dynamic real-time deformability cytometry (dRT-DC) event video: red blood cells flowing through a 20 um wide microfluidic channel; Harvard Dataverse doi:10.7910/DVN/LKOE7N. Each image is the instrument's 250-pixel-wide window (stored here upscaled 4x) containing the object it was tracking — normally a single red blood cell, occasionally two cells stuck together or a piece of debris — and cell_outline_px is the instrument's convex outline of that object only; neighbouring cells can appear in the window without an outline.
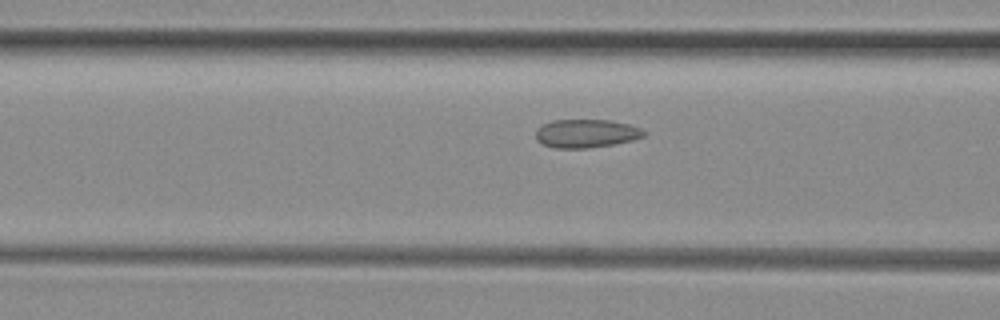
{"species": "common noctule bat (a hibernating species)", "species_latin": "Nyctalus noctula", "temperature_condition": "room temperature", "stored_images_in_passage": 47, "camera_frame_rate_fps": 3000, "um_per_image_px": 0.085, "animal": {"sex": "female", "body_mass_g": 29.2, "forearm_length_mm": 56.3}, "frame": {"image": 1, "passage_image": 16, "time_ms": 5.0, "image_size_px": [1000, 320], "cell_outline_px": [[648, 132], [644, 136], [632, 140], [612, 144], [588, 148], [556, 148], [544, 144], [536, 140], [536, 128], [552, 120], [612, 120], [628, 124], [640, 128]], "centroid_in_image_um": [49.83, 11.34], "position_along_channel_um": 116.8, "area_um2": 17.86}}
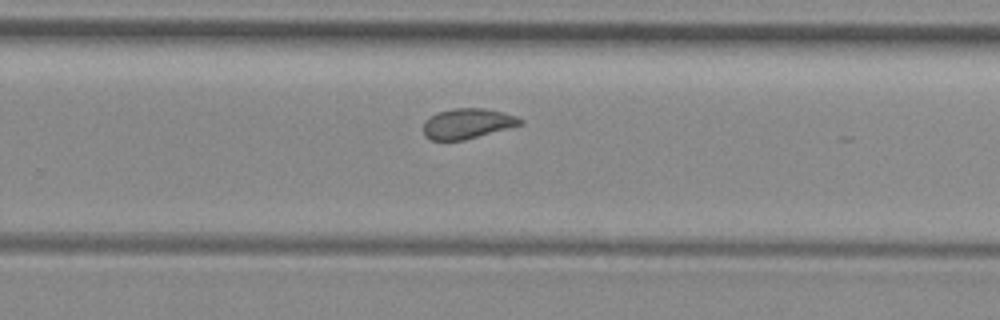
{"frame": {"image": 2, "passage_image": 29, "time_ms": 9.333, "image_size_px": [1000, 320], "cell_outline_px": [[524, 124], [464, 140], [432, 140], [424, 136], [424, 120], [436, 112], [456, 108], [484, 108], [516, 116], [524, 120]], "centroid_in_image_um": [39.72, 10.5], "position_along_channel_um": 290.1, "area_um2": 17.05}}
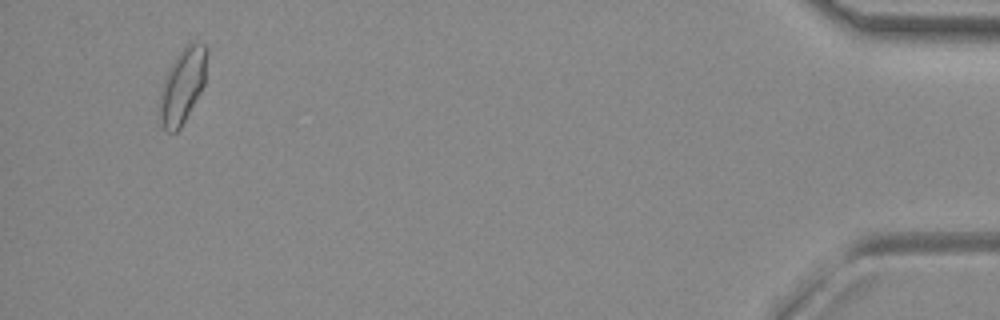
{"frame": {"image": 3, "passage_image": 45, "time_ms": 14.667, "image_size_px": [1000, 320], "cell_outline_px": [[208, 52], [204, 84], [200, 92], [180, 128], [176, 132], [168, 132], [164, 128], [160, 120], [160, 92], [164, 76], [168, 68], [176, 56], [188, 44], [204, 44], [208, 48]], "centroid_in_image_um": [15.51, 7.27], "position_along_channel_um": 419.7, "area_um2": 20.29}, "authors_computed_cell_mechanics": {"area_um2": 17.918, "velocity_mm_per_s": 4.0106, "shape_relaxation_time_tau1_ms": null, "shape_relaxation_time_tau2_ms": 1.3783, "deformation_change_tau1": null, "deformation_change_tau2": 0.0576}}